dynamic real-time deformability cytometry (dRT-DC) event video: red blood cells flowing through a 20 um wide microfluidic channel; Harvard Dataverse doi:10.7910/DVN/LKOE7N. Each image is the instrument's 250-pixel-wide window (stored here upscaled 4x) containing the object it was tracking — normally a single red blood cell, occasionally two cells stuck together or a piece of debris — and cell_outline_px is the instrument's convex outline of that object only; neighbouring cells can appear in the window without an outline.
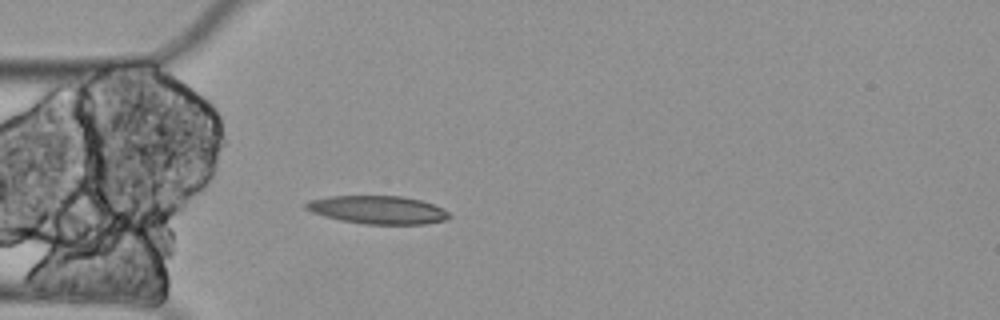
{"species": "Egyptian fruit bat (a non-hibernating species)", "species_latin": "Rousettus aegyptiacus", "temperature_condition": "cold", "stored_images_in_passage": 4, "camera_frame_rate_fps": 3000, "um_per_image_px": 0.085, "animal": {"sex": "female"}, "frame": {"image": 1, "passage_image": 4, "time_ms": 1.0, "image_size_px": [1000, 320], "cell_outline_px": [[452, 216], [448, 220], [424, 224], [364, 224], [340, 220], [324, 216], [312, 212], [304, 208], [304, 204], [308, 200], [328, 196], [400, 196], [420, 200], [432, 204], [448, 212]], "centroid_in_image_um": [32.09, 17.84], "position_along_channel_um": 52.9, "area_um2": 23.52}}